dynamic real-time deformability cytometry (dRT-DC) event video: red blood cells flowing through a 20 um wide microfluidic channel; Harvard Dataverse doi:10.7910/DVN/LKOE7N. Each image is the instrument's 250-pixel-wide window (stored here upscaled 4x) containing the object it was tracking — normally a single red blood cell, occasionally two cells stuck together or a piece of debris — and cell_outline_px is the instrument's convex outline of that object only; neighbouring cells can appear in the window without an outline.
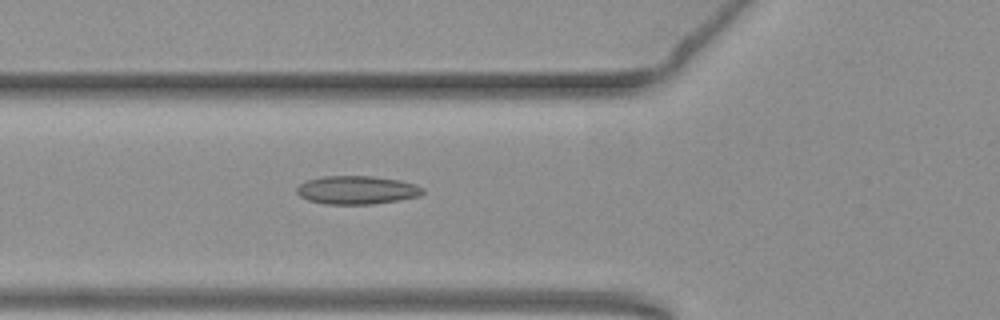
{"species": "common noctule bat (a hibernating species)", "species_latin": "Nyctalus noctula", "temperature_condition": "warm", "stored_images_in_passage": 53, "camera_frame_rate_fps": 3000, "um_per_image_px": 0.085, "animal": {"sex": "female", "body_mass_g": 19.3, "forearm_length_mm": 54.1}, "frame": {"image": 1, "passage_image": 20, "time_ms": 6.333, "image_size_px": [1000, 320], "cell_outline_px": [[424, 192], [420, 196], [400, 200], [372, 204], [324, 204], [308, 200], [300, 196], [296, 192], [296, 188], [300, 184], [308, 180], [324, 176], [372, 176], [400, 180], [416, 184], [424, 188]], "centroid_in_image_um": [30.36, 16.15], "position_along_channel_um": 95.4, "area_um2": 20.92}}
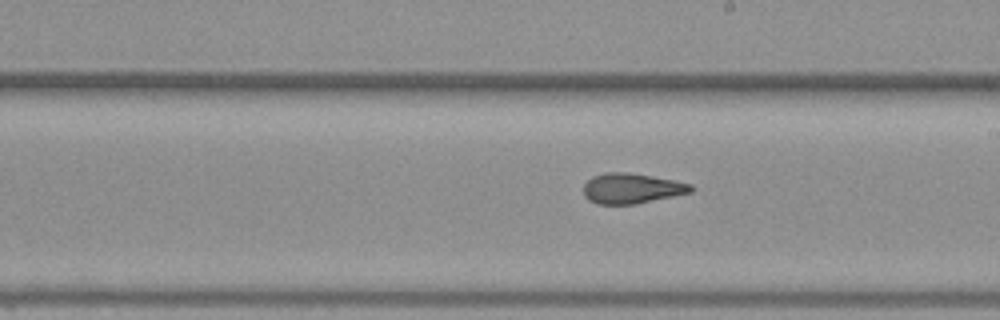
{"frame": {"image": 2, "passage_image": 31, "time_ms": 10.0, "image_size_px": [1000, 320], "cell_outline_px": [[696, 188], [692, 192], [636, 204], [596, 204], [588, 200], [584, 196], [584, 184], [592, 176], [604, 172], [628, 172], [652, 176], [692, 184]], "centroid_in_image_um": [53.68, 16.01], "position_along_channel_um": 235.3, "area_um2": 19.07}}
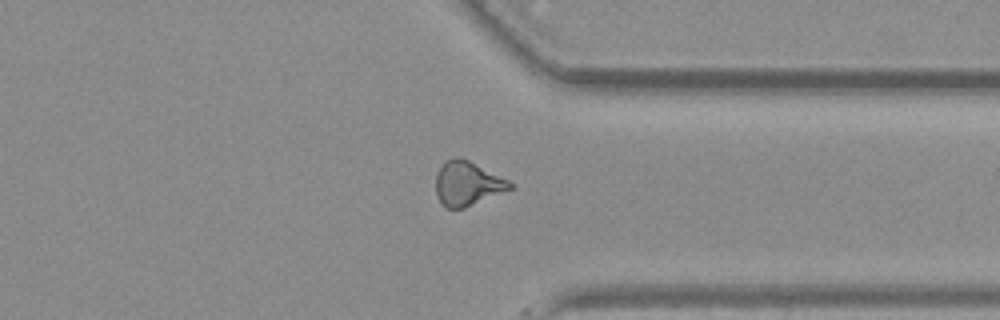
{"frame": {"image": 3, "passage_image": 42, "time_ms": 13.667, "image_size_px": [1000, 320], "cell_outline_px": [[512, 188], [464, 208], [444, 208], [440, 204], [436, 196], [436, 176], [444, 160], [456, 156], [460, 156], [508, 180], [512, 184]], "centroid_in_image_um": [39.67, 15.6], "position_along_channel_um": 371.7, "area_um2": 19.02}}